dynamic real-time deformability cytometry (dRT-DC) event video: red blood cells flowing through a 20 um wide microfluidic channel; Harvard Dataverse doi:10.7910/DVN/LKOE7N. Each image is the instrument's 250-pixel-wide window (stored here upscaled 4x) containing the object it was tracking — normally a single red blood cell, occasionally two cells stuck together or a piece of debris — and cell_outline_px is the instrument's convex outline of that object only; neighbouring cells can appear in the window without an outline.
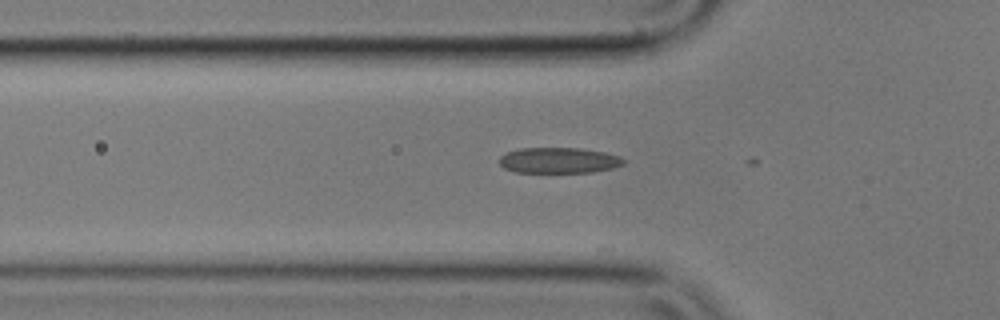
{"species": "common noctule bat (a hibernating species)", "species_latin": "Nyctalus noctula", "temperature_condition": "cold", "stored_images_in_passage": 13, "camera_frame_rate_fps": 3000, "um_per_image_px": 0.085, "animal": {"sex": "male", "body_mass_g": 17.9}, "frame": {"image": 1, "passage_image": 5, "time_ms": 1.333, "image_size_px": [1000, 320], "cell_outline_px": [[624, 164], [612, 168], [592, 172], [516, 172], [504, 168], [500, 164], [500, 156], [504, 152], [520, 148], [580, 148], [604, 152], [620, 156], [624, 160]], "centroid_in_image_um": [47.48, 13.62], "position_along_channel_um": 78.3, "area_um2": 18.61}}
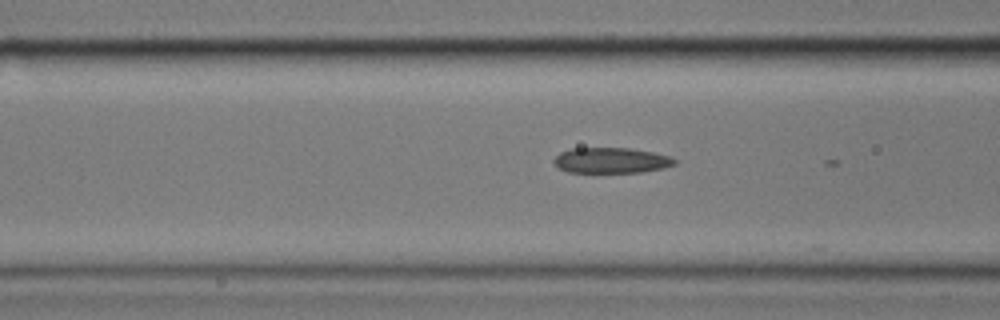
{"frame": {"image": 2, "passage_image": 8, "time_ms": 2.333, "image_size_px": [1000, 320], "cell_outline_px": [[676, 164], [664, 168], [640, 172], [568, 172], [556, 168], [552, 160], [560, 152], [572, 148], [628, 148], [652, 152], [668, 156], [676, 160]], "centroid_in_image_um": [51.9, 13.63], "position_along_channel_um": 114.7, "area_um2": 17.98}}
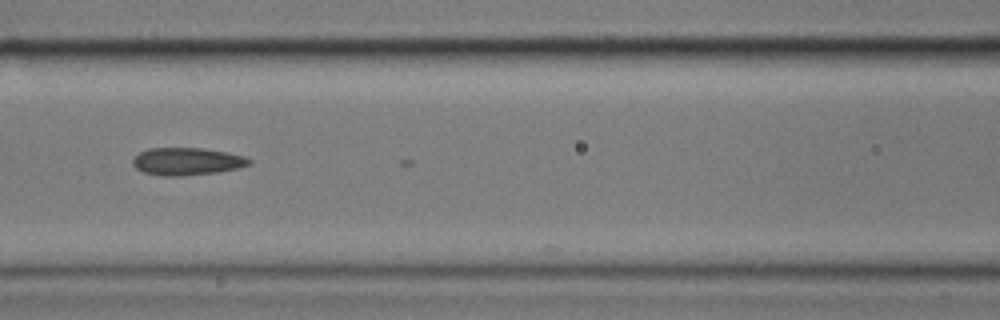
{"frame": {"image": 3, "passage_image": 11, "time_ms": 3.333, "image_size_px": [1000, 320], "cell_outline_px": [[252, 164], [240, 168], [220, 172], [184, 176], [164, 176], [144, 172], [136, 168], [132, 164], [132, 160], [140, 152], [148, 148], [204, 148], [244, 156], [252, 160]], "centroid_in_image_um": [15.92, 13.73], "position_along_channel_um": 150.7, "area_um2": 18.79}}